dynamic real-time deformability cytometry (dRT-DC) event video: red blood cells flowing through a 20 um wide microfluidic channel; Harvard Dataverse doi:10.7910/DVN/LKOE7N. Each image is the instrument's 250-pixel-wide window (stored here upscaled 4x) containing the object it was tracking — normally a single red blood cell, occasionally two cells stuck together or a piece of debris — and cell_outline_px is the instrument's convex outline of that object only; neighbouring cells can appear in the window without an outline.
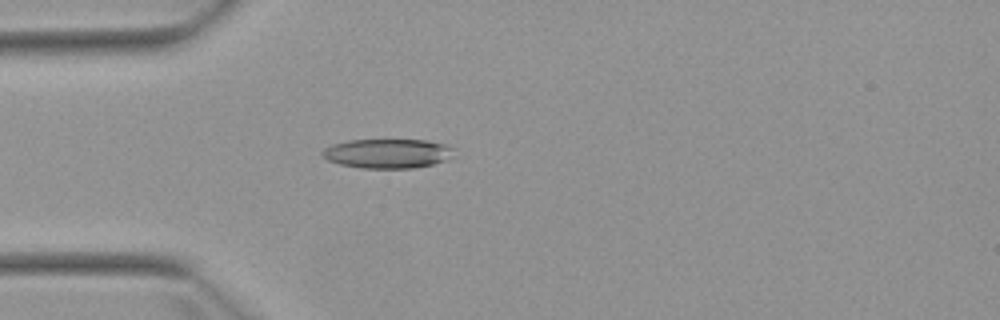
{"species": "Egyptian fruit bat (a non-hibernating species)", "species_latin": "Rousettus aegyptiacus", "temperature_condition": "warm", "stored_images_in_passage": 4, "camera_frame_rate_fps": 3000, "um_per_image_px": 0.085, "animal": {"sex": "female"}, "frame": {"image": 1, "passage_image": 4, "time_ms": 3.667, "image_size_px": [1000, 320], "cell_outline_px": [[452, 148], [448, 160], [432, 164], [412, 168], [360, 168], [340, 164], [328, 160], [320, 152], [324, 148], [332, 144], [348, 140], [424, 140], [444, 144]], "centroid_in_image_um": [32.89, 13.04], "position_along_channel_um": 52.1, "area_um2": 22.31}}